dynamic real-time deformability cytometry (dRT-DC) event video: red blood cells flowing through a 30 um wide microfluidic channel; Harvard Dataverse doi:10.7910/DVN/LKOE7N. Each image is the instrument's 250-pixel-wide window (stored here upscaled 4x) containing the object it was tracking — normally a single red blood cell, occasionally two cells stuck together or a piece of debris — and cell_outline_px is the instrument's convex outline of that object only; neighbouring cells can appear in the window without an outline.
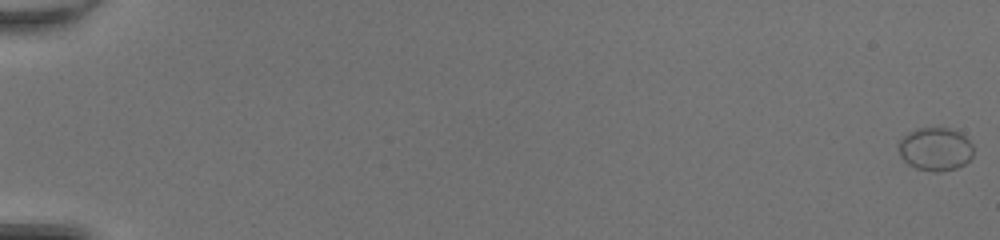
{"species": "common noctule bat (a hibernating species)", "species_latin": "Nyctalus noctula", "temperature_condition": "room temperature", "stored_images_in_passage": 51, "camera_frame_rate_fps": 3000, "um_per_image_px": 0.085, "animal": {"sex": "female", "body_mass_g": 20.0, "forearm_length_mm": 54.0}, "frame": {"image": 1, "passage_image": 1, "time_ms": 0.0, "image_size_px": [1000, 240], "cell_outline_px": [[972, 156], [964, 164], [956, 168], [940, 172], [932, 172], [916, 168], [908, 164], [900, 156], [896, 148], [900, 140], [908, 132], [916, 128], [936, 124], [956, 128], [972, 144]], "centroid_in_image_um": [79.48, 12.61], "position_along_channel_um": 5.5, "area_um2": 19.65}}
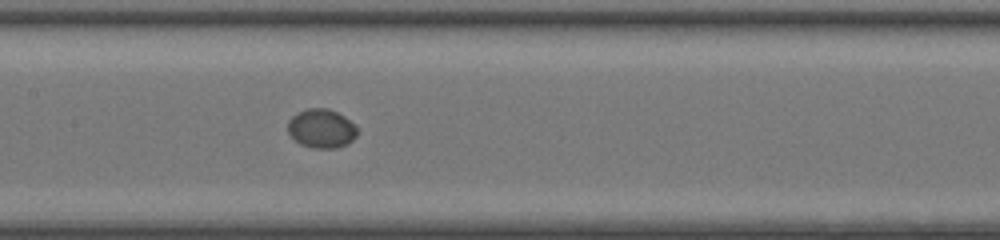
{"frame": {"image": 2, "passage_image": 28, "time_ms": 9.0, "image_size_px": [1000, 240], "cell_outline_px": [[356, 136], [348, 144], [336, 148], [312, 148], [300, 144], [288, 132], [288, 120], [296, 112], [308, 108], [328, 108], [344, 116], [356, 128]], "centroid_in_image_um": [27.29, 10.92], "position_along_channel_um": 180.1, "area_um2": 15.66}}
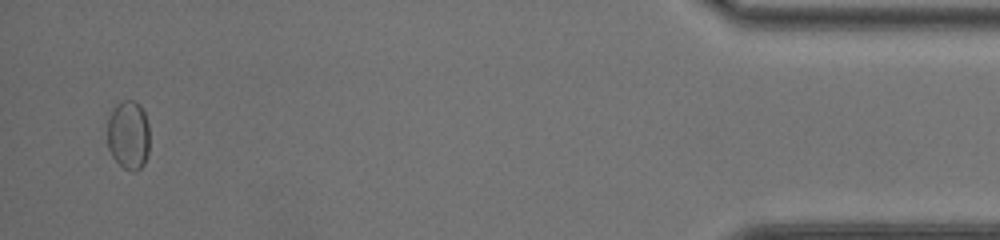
{"frame": {"image": 3, "passage_image": 50, "time_ms": 16.333, "image_size_px": [1000, 240], "cell_outline_px": [[148, 152], [144, 164], [136, 172], [132, 172], [124, 168], [112, 156], [108, 148], [108, 120], [112, 108], [120, 100], [136, 100], [140, 104], [144, 112], [148, 124]], "centroid_in_image_um": [10.91, 11.45], "position_along_channel_um": 424.3, "area_um2": 17.17}, "authors_computed_cell_mechanics": {"area_um2": 16.0684, "velocity_mm_per_s": 4.2939, "shape_relaxation_time_tau1_ms": 5.4224, "shape_relaxation_time_tau2_ms": null, "deformation_change_tau1": 0.0965, "deformation_change_tau2": null}}